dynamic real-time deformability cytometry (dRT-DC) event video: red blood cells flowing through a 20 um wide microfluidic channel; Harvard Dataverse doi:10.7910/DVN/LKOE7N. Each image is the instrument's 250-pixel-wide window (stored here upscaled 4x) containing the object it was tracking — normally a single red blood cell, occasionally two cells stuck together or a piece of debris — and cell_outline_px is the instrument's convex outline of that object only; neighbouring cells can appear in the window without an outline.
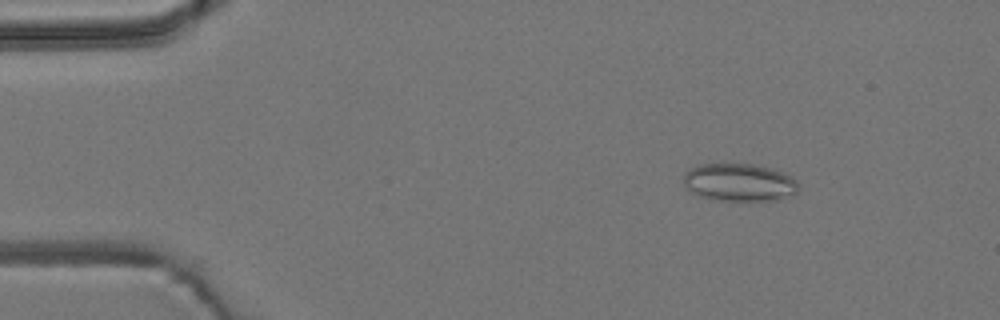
{"species": "common noctule bat (a hibernating species)", "species_latin": "Nyctalus noctula", "temperature_condition": "room temperature", "stored_images_in_passage": 53, "camera_frame_rate_fps": 3000, "um_per_image_px": 0.085, "animal": {"sex": "male", "body_mass_g": 19.2, "forearm_length_mm": 51.8}, "frame": {"image": 1, "passage_image": 7, "time_ms": 2.0, "image_size_px": [1000, 320], "cell_outline_px": [[800, 188], [796, 192], [768, 200], [720, 200], [700, 196], [692, 192], [684, 184], [684, 172], [688, 168], [700, 164], [752, 164], [772, 168], [792, 176], [796, 180]], "centroid_in_image_um": [62.8, 15.47], "position_along_channel_um": 22.2, "area_um2": 24.97}}
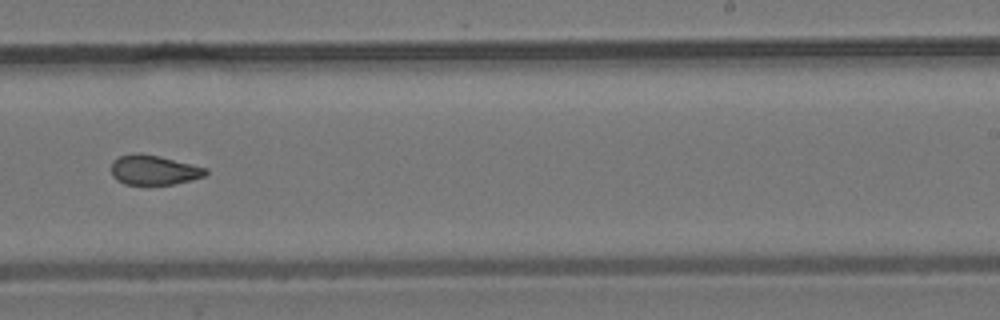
{"frame": {"image": 2, "passage_image": 33, "time_ms": 10.667, "image_size_px": [1000, 320], "cell_outline_px": [[208, 172], [204, 176], [192, 180], [172, 184], [124, 184], [116, 180], [112, 176], [112, 160], [120, 156], [136, 152], [140, 152], [160, 156], [208, 168]], "centroid_in_image_um": [13.07, 14.44], "position_along_channel_um": 275.9, "area_um2": 16.47}}
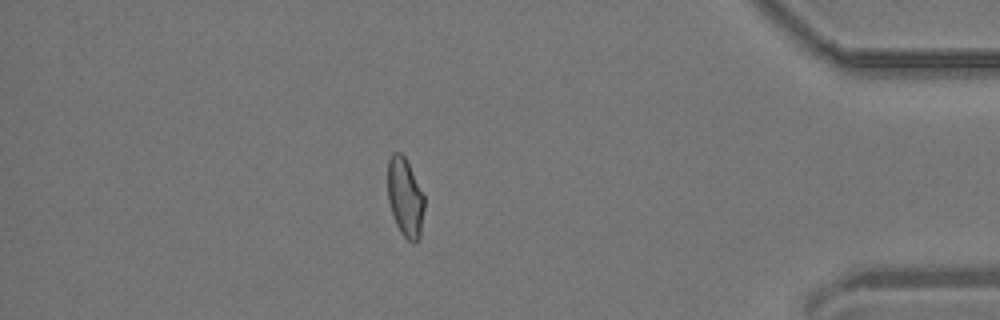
{"frame": {"image": 3, "passage_image": 46, "time_ms": 15.0, "image_size_px": [1000, 320], "cell_outline_px": [[424, 208], [420, 236], [416, 244], [412, 244], [400, 232], [396, 224], [388, 200], [388, 160], [392, 152], [400, 152], [404, 156], [424, 196]], "centroid_in_image_um": [34.43, 16.81], "position_along_channel_um": 400.8, "area_um2": 16.7}, "authors_computed_cell_mechanics": {"area_um2": 17.5712, "velocity_mm_per_s": 3.8509, "shape_relaxation_time_tau1_ms": null, "shape_relaxation_time_tau2_ms": 1.8812, "deformation_change_tau1": null, "deformation_change_tau2": 0.0664}}